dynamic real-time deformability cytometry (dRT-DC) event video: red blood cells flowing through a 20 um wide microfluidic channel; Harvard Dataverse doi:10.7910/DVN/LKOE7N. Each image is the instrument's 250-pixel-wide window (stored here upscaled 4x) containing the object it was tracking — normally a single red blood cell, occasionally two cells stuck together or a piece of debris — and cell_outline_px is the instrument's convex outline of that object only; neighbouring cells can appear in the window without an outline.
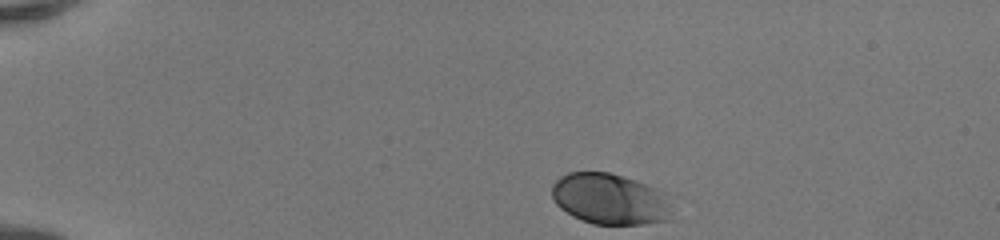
{"species": "human", "species_latin": "Homo sapiens", "temperature_condition": "room temperature", "stored_images_in_passage": 41, "camera_frame_rate_fps": 3000, "um_per_image_px": 0.085, "donor": {"sex": "female"}, "frame": {"image": 1, "passage_image": 1, "time_ms": 0.0, "image_size_px": [1000, 240], "cell_outline_px": [[672, 220], [644, 224], [592, 224], [580, 220], [572, 216], [560, 208], [556, 204], [552, 196], [552, 184], [560, 176], [568, 172], [608, 172], [624, 176], [636, 180], [656, 188], [660, 192], [668, 204]], "centroid_in_image_um": [51.79, 16.92], "position_along_channel_um": 33.2, "area_um2": 35.66}}
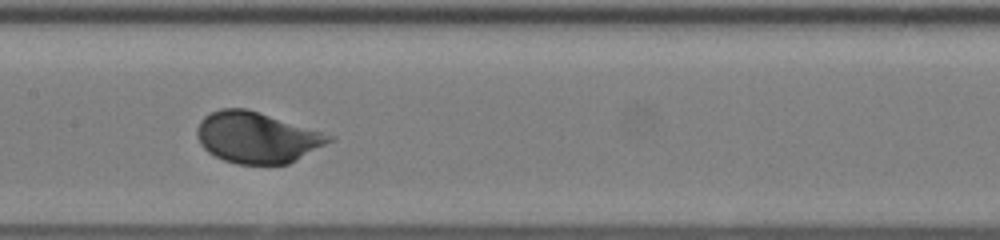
{"frame": {"image": 2, "passage_image": 18, "time_ms": 5.667, "image_size_px": [1000, 240], "cell_outline_px": [[336, 140], [288, 164], [236, 164], [224, 160], [208, 152], [200, 144], [196, 136], [196, 128], [200, 120], [204, 116], [220, 108], [244, 108], [336, 136]], "centroid_in_image_um": [21.84, 11.69], "position_along_channel_um": 185.6, "area_um2": 39.25}}
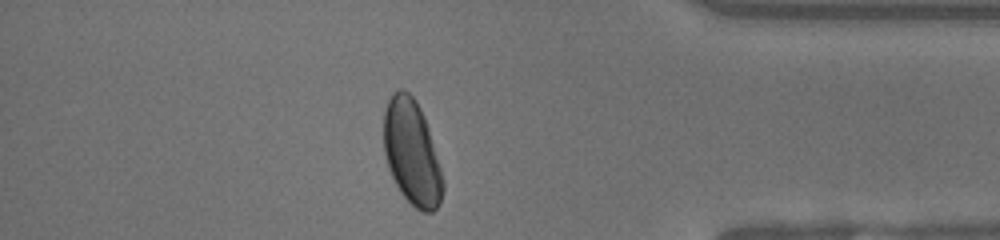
{"frame": {"image": 3, "passage_image": 35, "time_ms": 11.333, "image_size_px": [1000, 240], "cell_outline_px": [[444, 192], [440, 204], [432, 212], [424, 212], [416, 208], [400, 192], [388, 168], [384, 152], [384, 108], [392, 92], [400, 88], [408, 92], [416, 100], [424, 116], [428, 128], [440, 168], [444, 184]], "centroid_in_image_um": [35.0, 12.96], "position_along_channel_um": 400.2, "area_um2": 36.07}, "authors_computed_cell_mechanics": {"area_um2": 37.57, "velocity_mm_per_s": 4.153, "shape_relaxation_time_tau1_ms": 2.1794, "shape_relaxation_time_tau2_ms": null, "deformation_change_tau1": 0.1288, "deformation_change_tau2": null}}